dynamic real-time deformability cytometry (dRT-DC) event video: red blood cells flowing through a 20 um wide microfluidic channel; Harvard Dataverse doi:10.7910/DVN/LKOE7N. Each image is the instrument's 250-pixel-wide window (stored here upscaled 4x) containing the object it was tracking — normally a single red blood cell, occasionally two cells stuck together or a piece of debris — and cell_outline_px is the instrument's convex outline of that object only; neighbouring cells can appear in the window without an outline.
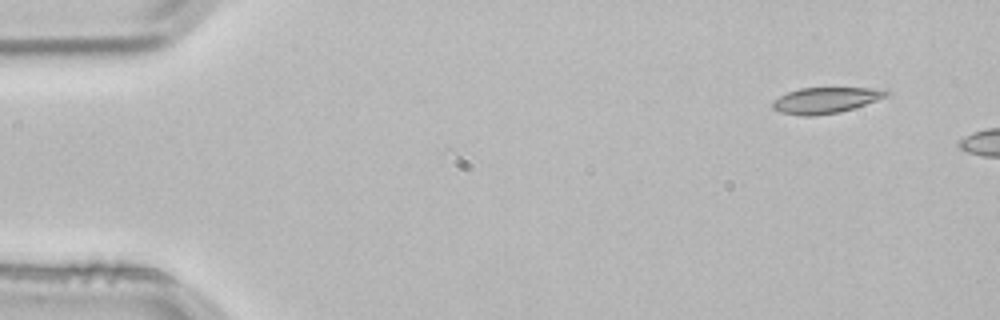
{"species": "common noctule bat (a hibernating species)", "species_latin": "Nyctalus noctula", "temperature_condition": "room temperature", "stored_images_in_passage": 2, "camera_frame_rate_fps": 3000, "um_per_image_px": 0.085, "animal": {"sex": "male", "body_mass_g": 21.5, "forearm_length_mm": 52.0}, "frame": {"image": 1, "passage_image": 1, "time_ms": 0.0, "image_size_px": [1000, 320], "cell_outline_px": [[888, 96], [840, 112], [816, 116], [804, 116], [780, 112], [772, 108], [772, 100], [788, 92], [800, 88], [888, 88]], "centroid_in_image_um": [70.17, 8.52], "position_along_channel_um": 14.8, "area_um2": 17.17}}